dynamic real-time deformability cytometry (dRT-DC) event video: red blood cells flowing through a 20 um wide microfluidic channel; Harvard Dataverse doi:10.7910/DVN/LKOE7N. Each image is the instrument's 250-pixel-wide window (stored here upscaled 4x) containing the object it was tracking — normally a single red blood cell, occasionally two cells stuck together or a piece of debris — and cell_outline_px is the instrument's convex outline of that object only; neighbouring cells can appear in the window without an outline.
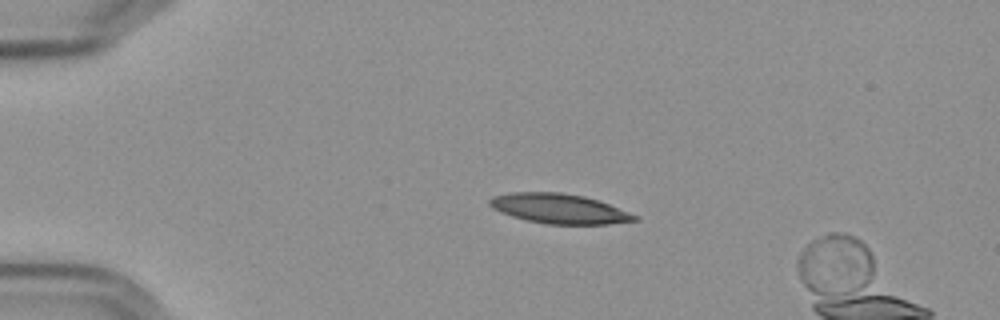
{"species": "Egyptian fruit bat (a non-hibernating species)", "species_latin": "Rousettus aegyptiacus", "temperature_condition": "cold", "stored_images_in_passage": 16, "camera_frame_rate_fps": 3000, "um_per_image_px": 0.085, "frame": {"image": 1, "passage_image": 12, "time_ms": 3.667, "image_size_px": [1000, 320], "cell_outline_px": [[640, 220], [608, 224], [544, 224], [512, 216], [500, 212], [492, 208], [488, 204], [488, 200], [492, 196], [512, 192], [560, 192], [584, 196], [600, 200], [640, 216]], "centroid_in_image_um": [47.56, 17.73], "position_along_channel_um": 37.4, "area_um2": 25.43}}